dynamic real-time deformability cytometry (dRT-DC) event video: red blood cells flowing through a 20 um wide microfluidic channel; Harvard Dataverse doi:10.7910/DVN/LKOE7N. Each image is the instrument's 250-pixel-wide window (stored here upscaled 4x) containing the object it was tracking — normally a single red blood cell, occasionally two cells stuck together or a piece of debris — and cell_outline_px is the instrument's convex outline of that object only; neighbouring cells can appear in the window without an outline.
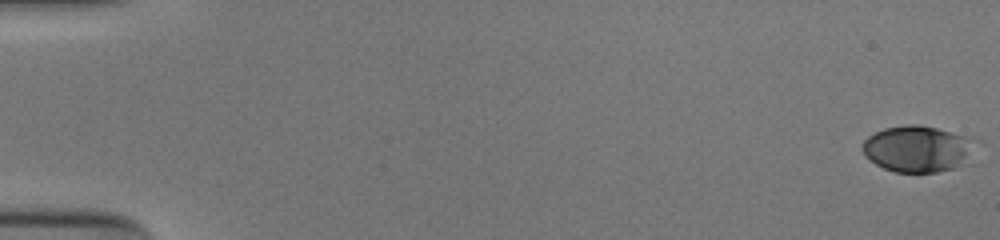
{"species": "human", "species_latin": "Homo sapiens", "temperature_condition": "cold", "stored_images_in_passage": 54, "camera_frame_rate_fps": 3000, "um_per_image_px": 0.085, "donor": {"sex": "male"}, "frame": {"image": 1, "passage_image": 1, "time_ms": 0.0, "image_size_px": [1000, 240], "cell_outline_px": [[980, 140], [960, 164], [952, 168], [936, 172], [896, 172], [884, 168], [876, 164], [864, 156], [860, 148], [864, 140], [868, 136], [884, 128], [904, 124], [916, 124], [936, 128]], "centroid_in_image_um": [77.93, 12.63], "position_along_channel_um": 7.1, "area_um2": 30.35}}
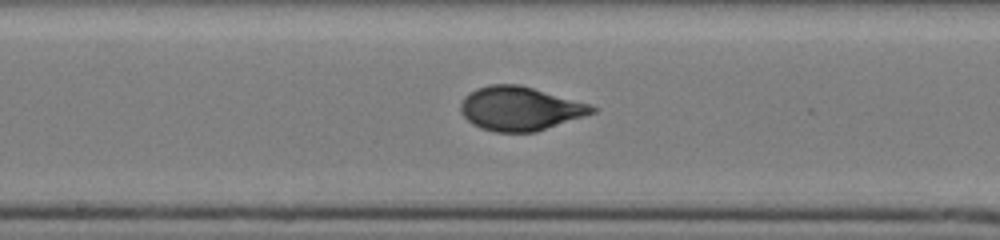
{"frame": {"image": 2, "passage_image": 30, "time_ms": 9.667, "image_size_px": [1000, 240], "cell_outline_px": [[600, 108], [596, 112], [536, 132], [496, 132], [480, 128], [472, 124], [460, 112], [460, 104], [464, 96], [468, 92], [476, 88], [488, 84], [520, 84], [588, 104]], "centroid_in_image_um": [44.16, 9.23], "position_along_channel_um": 204.0, "area_um2": 33.7}}
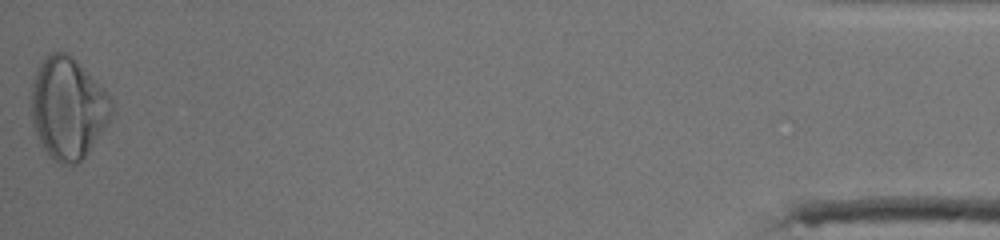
{"frame": {"image": 3, "passage_image": 54, "time_ms": 17.667, "image_size_px": [1000, 240], "cell_outline_px": [[112, 112], [108, 120], [84, 156], [76, 164], [60, 164], [44, 148], [32, 124], [28, 104], [32, 80], [36, 68], [44, 56], [48, 52], [68, 52], [112, 96]], "centroid_in_image_um": [5.71, 9.11], "position_along_channel_um": 429.5, "area_um2": 47.63}, "authors_computed_cell_mechanics": {"area_um2": 32.8882, "velocity_mm_per_s": 3.9051, "shape_relaxation_time_tau1_ms": 4.8108, "shape_relaxation_time_tau2_ms": null, "deformation_change_tau1": 0.1657, "deformation_change_tau2": null}}